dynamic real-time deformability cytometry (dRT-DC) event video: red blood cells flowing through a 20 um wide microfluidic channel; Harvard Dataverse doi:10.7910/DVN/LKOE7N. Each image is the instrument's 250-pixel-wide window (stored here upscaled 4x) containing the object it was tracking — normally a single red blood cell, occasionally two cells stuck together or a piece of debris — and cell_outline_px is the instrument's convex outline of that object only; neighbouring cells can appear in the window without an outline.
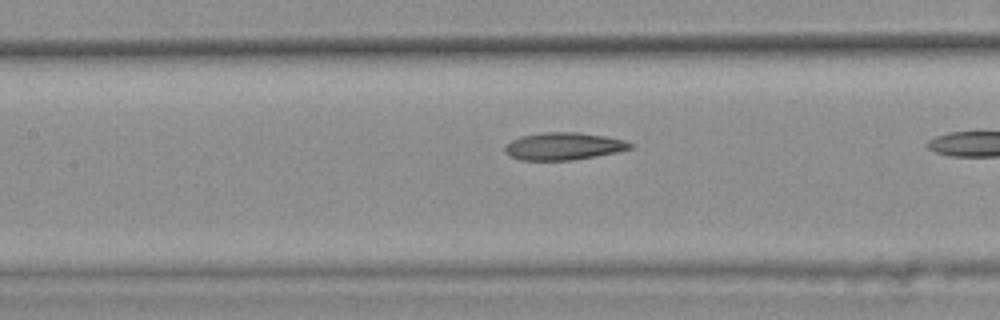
{"species": "common noctule bat (a hibernating species)", "species_latin": "Nyctalus noctula", "temperature_condition": "warm", "stored_images_in_passage": 28, "camera_frame_rate_fps": 3000, "um_per_image_px": 0.085, "animal": {"sex": "female", "body_mass_g": 25.1}, "frame": {"image": 1, "passage_image": 9, "time_ms": 2.667, "image_size_px": [1000, 320], "cell_outline_px": [[624, 148], [584, 156], [544, 160], [520, 156], [536, 136], [588, 136], [612, 140], [624, 144]], "centroid_in_image_um": [48.31, 12.49], "position_along_channel_um": 159.1, "area_um2": 12.77}}